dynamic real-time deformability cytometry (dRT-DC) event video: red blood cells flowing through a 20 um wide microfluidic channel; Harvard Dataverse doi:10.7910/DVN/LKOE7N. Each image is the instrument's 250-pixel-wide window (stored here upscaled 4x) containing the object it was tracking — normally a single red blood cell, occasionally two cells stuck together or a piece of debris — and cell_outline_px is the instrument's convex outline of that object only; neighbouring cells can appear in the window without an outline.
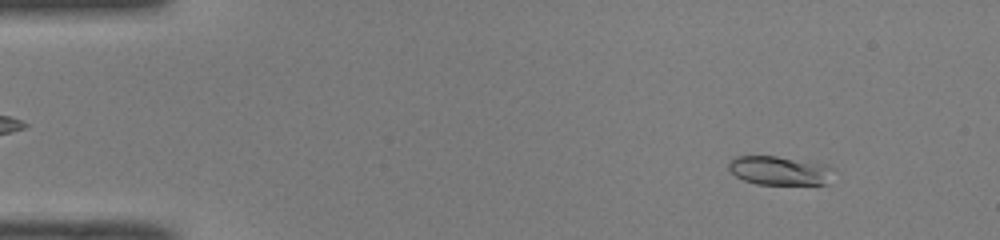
{"species": "common noctule bat (a hibernating species)", "species_latin": "Nyctalus noctula", "temperature_condition": "room temperature", "stored_images_in_passage": 49, "camera_frame_rate_fps": 3000, "um_per_image_px": 0.085, "animal": {"sex": "male", "body_mass_g": 19.0, "forearm_length_mm": 50.8}, "frame": {"image": 1, "passage_image": 5, "time_ms": 1.333, "image_size_px": [1000, 240], "cell_outline_px": [[832, 168], [828, 184], [756, 184], [744, 180], [736, 176], [728, 168], [728, 160], [732, 156], [776, 156], [828, 164]], "centroid_in_image_um": [66.22, 14.48], "position_along_channel_um": 18.8, "area_um2": 17.74}}
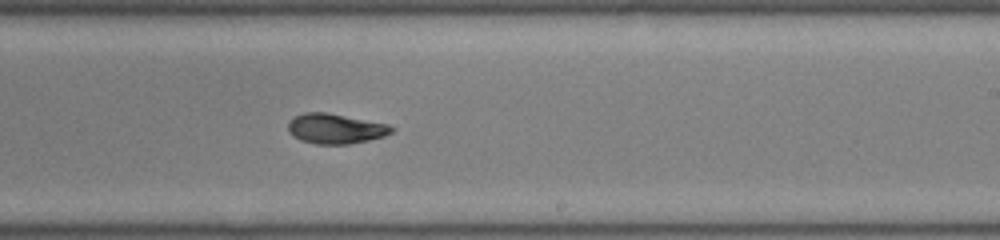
{"frame": {"image": 2, "passage_image": 30, "time_ms": 9.667, "image_size_px": [1000, 240], "cell_outline_px": [[396, 128], [392, 132], [384, 136], [368, 140], [348, 144], [316, 144], [300, 140], [292, 136], [288, 132], [288, 120], [304, 112], [324, 112], [388, 124]], "centroid_in_image_um": [28.49, 10.94], "position_along_channel_um": 260.5, "area_um2": 18.09}}
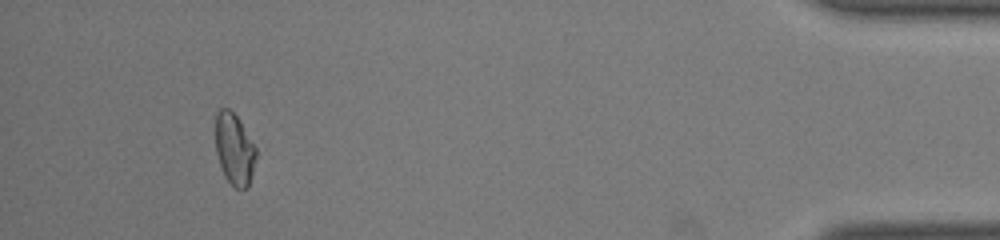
{"frame": {"image": 3, "passage_image": 46, "time_ms": 15.0, "image_size_px": [1000, 240], "cell_outline_px": [[256, 156], [252, 172], [248, 184], [244, 188], [236, 188], [224, 176], [216, 152], [216, 112], [220, 108], [228, 108], [236, 116], [256, 148]], "centroid_in_image_um": [19.9, 12.65], "position_along_channel_um": 415.3, "area_um2": 16.42}, "authors_computed_cell_mechanics": {"area_um2": 17.8602, "velocity_mm_per_s": 4.0907, "shape_relaxation_time_tau1_ms": 5.8956, "shape_relaxation_time_tau2_ms": 1.8689, "deformation_change_tau1": 0.1695, "deformation_change_tau2": 0.0648}}